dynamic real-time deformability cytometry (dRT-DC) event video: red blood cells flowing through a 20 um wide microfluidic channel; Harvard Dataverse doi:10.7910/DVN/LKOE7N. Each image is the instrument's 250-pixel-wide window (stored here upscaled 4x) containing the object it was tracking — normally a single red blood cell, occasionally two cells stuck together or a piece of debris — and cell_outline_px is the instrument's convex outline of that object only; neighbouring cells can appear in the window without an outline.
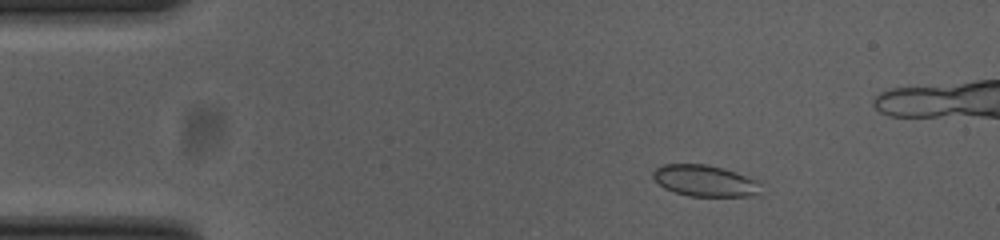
{"species": "common noctule bat (a hibernating species)", "species_latin": "Nyctalus noctula", "temperature_condition": "cold", "stored_images_in_passage": 48, "camera_frame_rate_fps": 3000, "um_per_image_px": 0.085, "animal": {"sex": "female", "body_mass_g": 23.0, "forearm_length_mm": 53.4}, "frame": {"image": 1, "passage_image": 1, "time_ms": 0.0, "image_size_px": [1000, 240], "cell_outline_px": [[764, 196], [688, 196], [664, 188], [652, 176], [652, 172], [656, 168], [664, 164], [708, 164], [724, 168], [764, 180]], "centroid_in_image_um": [60.11, 15.37], "position_along_channel_um": 24.9, "area_um2": 20.58}}
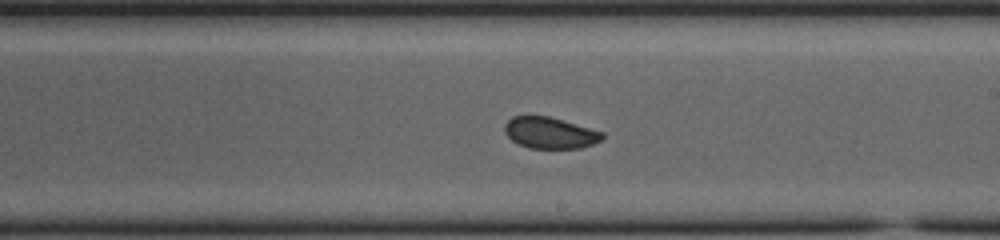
{"frame": {"image": 2, "passage_image": 24, "time_ms": 7.667, "image_size_px": [1000, 240], "cell_outline_px": [[604, 136], [600, 140], [592, 144], [580, 148], [528, 148], [516, 144], [504, 132], [504, 124], [512, 116], [548, 116], [604, 132]], "centroid_in_image_um": [46.71, 11.3], "position_along_channel_um": 242.3, "area_um2": 17.8}}
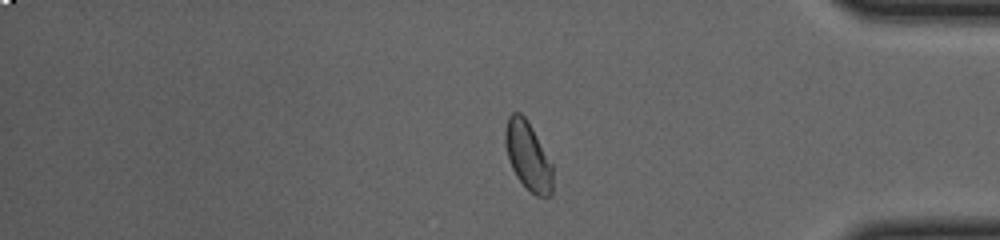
{"frame": {"image": 3, "passage_image": 38, "time_ms": 12.333, "image_size_px": [1000, 240], "cell_outline_px": [[552, 192], [548, 196], [536, 196], [516, 176], [512, 168], [508, 156], [504, 140], [504, 128], [508, 116], [512, 112], [520, 112], [528, 120], [552, 164]], "centroid_in_image_um": [44.86, 13.2], "position_along_channel_um": 390.3, "area_um2": 18.79}, "authors_computed_cell_mechanics": {"area_um2": 18.9584, "velocity_mm_per_s": 3.6855, "shape_relaxation_time_tau1_ms": null, "shape_relaxation_time_tau2_ms": 1.11, "deformation_change_tau1": null, "deformation_change_tau2": 0.0359}}